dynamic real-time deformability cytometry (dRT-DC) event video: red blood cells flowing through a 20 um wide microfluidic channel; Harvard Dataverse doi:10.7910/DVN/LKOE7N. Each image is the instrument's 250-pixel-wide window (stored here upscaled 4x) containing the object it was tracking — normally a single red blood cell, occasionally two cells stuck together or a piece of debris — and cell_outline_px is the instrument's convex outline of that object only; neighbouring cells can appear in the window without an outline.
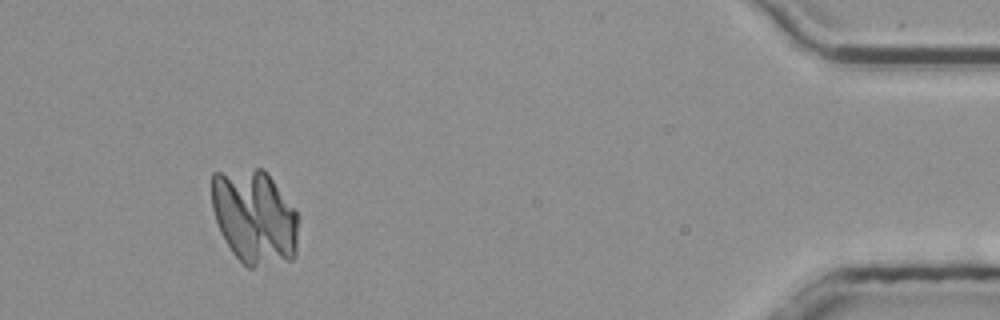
{"species": "common noctule bat (a hibernating species)", "species_latin": "Nyctalus noctula", "temperature_condition": "room temperature", "stored_images_in_passage": 46, "camera_frame_rate_fps": 3000, "um_per_image_px": 0.085, "animal": {"sex": "male", "body_mass_g": 20.4}, "frame": {"image": 1, "passage_image": 42, "time_ms": 13.667, "image_size_px": [1000, 320], "cell_outline_px": [[300, 220], [296, 256], [292, 260], [252, 268], [248, 268], [232, 252], [220, 232], [212, 208], [212, 172], [256, 168], [264, 168], [300, 216]], "centroid_in_image_um": [21.66, 18.45], "position_along_channel_um": 413.5, "area_um2": 48.44}}